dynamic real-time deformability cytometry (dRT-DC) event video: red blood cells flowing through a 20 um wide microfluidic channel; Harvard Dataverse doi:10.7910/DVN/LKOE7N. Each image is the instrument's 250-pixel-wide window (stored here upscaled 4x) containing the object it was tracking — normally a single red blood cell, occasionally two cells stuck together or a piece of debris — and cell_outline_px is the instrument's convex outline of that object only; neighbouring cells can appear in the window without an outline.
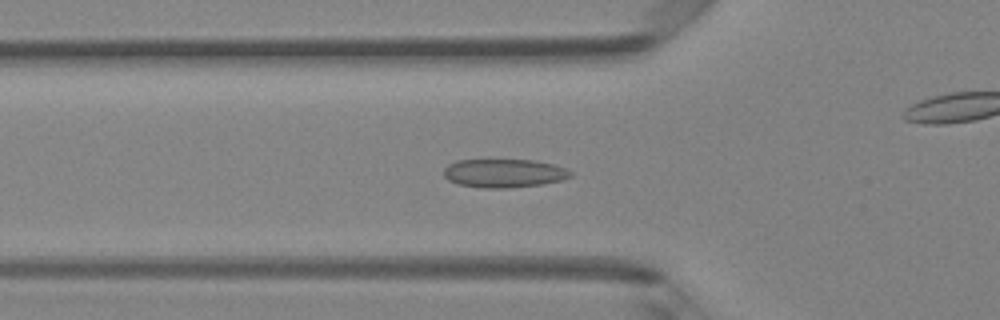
{"species": "Egyptian fruit bat (a non-hibernating species)", "species_latin": "Rousettus aegyptiacus", "temperature_condition": "room temperature", "stored_images_in_passage": 44, "camera_frame_rate_fps": 3000, "um_per_image_px": 0.085, "animal": {"sex": "female"}, "frame": {"image": 1, "passage_image": 11, "time_ms": 3.333, "image_size_px": [1000, 320], "cell_outline_px": [[572, 176], [564, 180], [544, 184], [508, 188], [484, 188], [460, 184], [448, 180], [444, 176], [444, 168], [448, 164], [456, 160], [532, 160], [552, 164], [564, 168], [572, 172]], "centroid_in_image_um": [42.85, 14.73], "position_along_channel_um": 83.0, "area_um2": 21.1}}
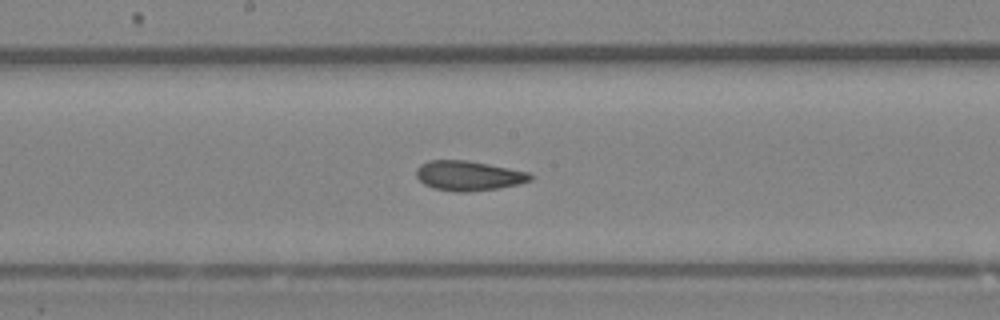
{"frame": {"image": 2, "passage_image": 20, "time_ms": 6.333, "image_size_px": [1000, 320], "cell_outline_px": [[532, 180], [520, 184], [500, 188], [468, 192], [456, 192], [432, 188], [424, 184], [416, 176], [416, 168], [420, 164], [428, 160], [464, 160], [488, 164], [528, 172], [532, 176]], "centroid_in_image_um": [39.8, 14.94], "position_along_channel_um": 208.4, "area_um2": 19.88}}
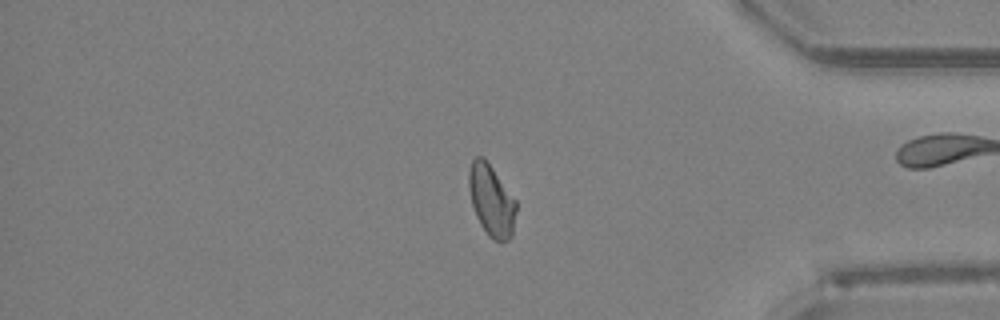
{"frame": {"image": 3, "passage_image": 35, "time_ms": 11.333, "image_size_px": [1000, 320], "cell_outline_px": [[516, 212], [512, 236], [508, 240], [492, 240], [488, 236], [480, 224], [476, 216], [472, 204], [468, 188], [468, 172], [472, 160], [476, 156], [484, 156], [516, 200]], "centroid_in_image_um": [41.76, 17.02], "position_along_channel_um": 393.4, "area_um2": 19.83}, "authors_computed_cell_mechanics": {"area_um2": 19.7965, "velocity_mm_per_s": 4.196, "shape_relaxation_time_tau1_ms": null, "shape_relaxation_time_tau2_ms": 1.8642, "deformation_change_tau1": null, "deformation_change_tau2": 0.078}}